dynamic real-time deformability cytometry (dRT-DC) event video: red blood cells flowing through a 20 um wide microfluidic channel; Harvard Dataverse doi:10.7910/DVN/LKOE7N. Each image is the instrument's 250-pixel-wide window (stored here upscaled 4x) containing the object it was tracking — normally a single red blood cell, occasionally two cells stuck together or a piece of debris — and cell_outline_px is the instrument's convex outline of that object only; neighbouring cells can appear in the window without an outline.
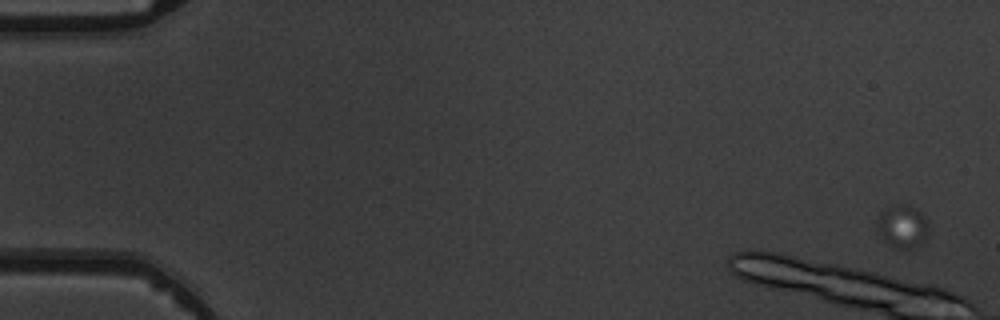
{"species": "common noctule bat (a hibernating species)", "species_latin": "Nyctalus noctula", "temperature_condition": "warm", "stored_images_in_passage": 2, "camera_frame_rate_fps": 3000, "um_per_image_px": 0.085, "animal": {"sex": "male", "body_mass_g": 19.5, "forearm_length_mm": 54.6}, "frame": {"image": 1, "passage_image": 1, "time_ms": 0.0, "image_size_px": [1000, 320], "cell_outline_px": [[928, 236], [916, 248], [892, 248], [880, 236], [880, 212], [884, 208], [896, 204], [908, 204], [916, 208], [928, 220]], "centroid_in_image_um": [76.77, 19.24], "position_along_channel_um": 8.2, "area_um2": 12.89}}